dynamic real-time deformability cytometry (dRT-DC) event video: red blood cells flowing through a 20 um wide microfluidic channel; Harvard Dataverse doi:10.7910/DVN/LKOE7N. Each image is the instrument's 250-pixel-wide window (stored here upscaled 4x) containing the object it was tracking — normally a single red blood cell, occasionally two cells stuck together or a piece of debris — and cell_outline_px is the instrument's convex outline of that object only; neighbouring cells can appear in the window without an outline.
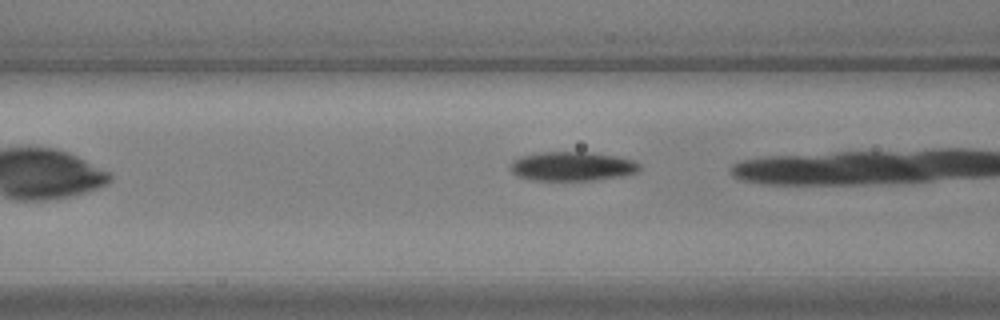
{"species": "common noctule bat (a hibernating species)", "species_latin": "Nyctalus noctula", "temperature_condition": "warm", "stored_images_in_passage": 7, "camera_frame_rate_fps": 3000, "um_per_image_px": 0.085, "animal": {"sex": "male", "body_mass_g": 17.9, "forearm_length_mm": 54.2}, "frame": {"image": 1, "passage_image": 5, "time_ms": 1.333, "image_size_px": [1000, 320], "cell_outline_px": [[640, 168], [636, 172], [624, 176], [596, 180], [532, 180], [516, 176], [508, 168], [512, 160], [520, 156], [540, 152], [592, 152], [616, 156], [632, 160], [640, 164]], "centroid_in_image_um": [48.6, 14.13], "position_along_channel_um": 118.0, "area_um2": 22.2}}